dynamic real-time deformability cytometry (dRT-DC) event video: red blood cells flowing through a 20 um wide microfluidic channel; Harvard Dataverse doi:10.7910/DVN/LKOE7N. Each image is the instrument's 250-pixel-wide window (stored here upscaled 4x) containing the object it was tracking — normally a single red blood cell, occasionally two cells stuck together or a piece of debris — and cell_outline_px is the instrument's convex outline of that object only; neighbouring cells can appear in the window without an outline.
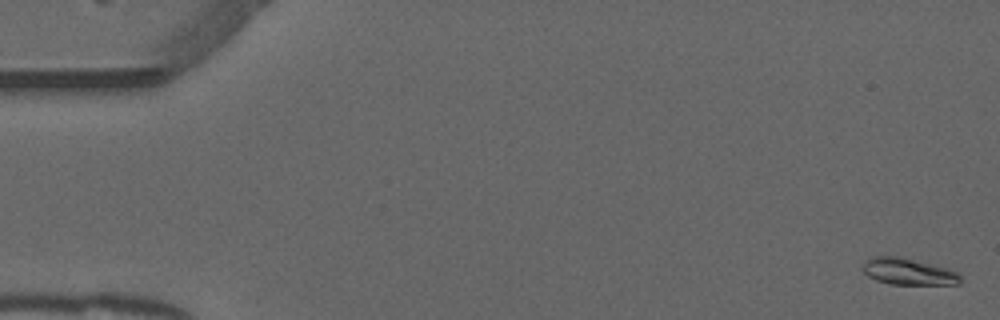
{"species": "common noctule bat (a hibernating species)", "species_latin": "Nyctalus noctula", "temperature_condition": "warm", "stored_images_in_passage": 53, "camera_frame_rate_fps": 3000, "um_per_image_px": 0.085, "animal": {"sex": "male", "forearm_length_mm": 52.5}, "frame": {"image": 1, "passage_image": 1, "time_ms": 0.0, "image_size_px": [1000, 320], "cell_outline_px": [[960, 284], [888, 284], [876, 280], [868, 276], [860, 268], [872, 256], [904, 256], [944, 268], [956, 272], [960, 276]], "centroid_in_image_um": [77.15, 23.08], "position_along_channel_um": 7.8, "area_um2": 15.03}}
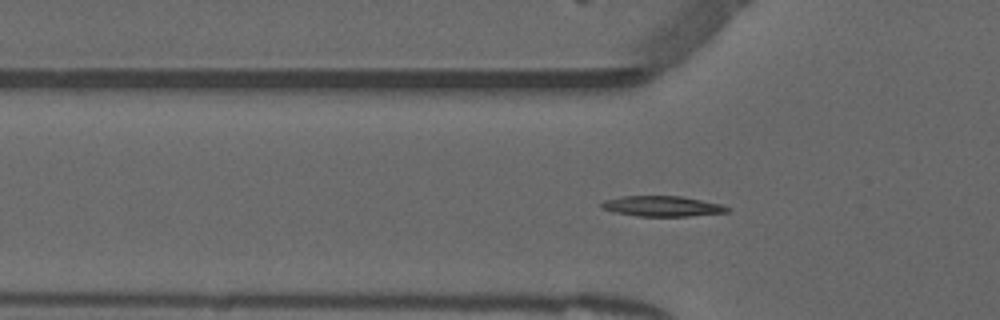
{"frame": {"image": 2, "passage_image": 17, "time_ms": 5.333, "image_size_px": [1000, 320], "cell_outline_px": [[728, 212], [688, 216], [636, 216], [612, 212], [600, 208], [600, 204], [604, 200], [624, 196], [680, 196], [724, 204], [728, 208]], "centroid_in_image_um": [56.25, 17.53], "position_along_channel_um": 69.5, "area_um2": 15.03}}
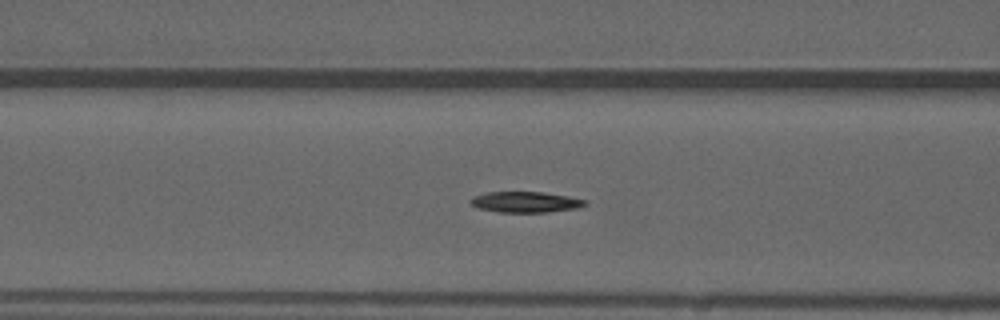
{"frame": {"image": 3, "passage_image": 21, "time_ms": 6.667, "image_size_px": [1000, 320], "cell_outline_px": [[588, 204], [580, 208], [548, 212], [496, 212], [476, 208], [468, 200], [472, 196], [484, 192], [544, 192], [568, 196], [584, 200]], "centroid_in_image_um": [44.63, 17.17], "position_along_channel_um": 122.0, "area_um2": 14.1}, "authors_computed_cell_mechanics": {"area_um2": 14.1032, "velocity_mm_per_s": 3.9044, "shape_relaxation_time_tau1_ms": null, "shape_relaxation_time_tau2_ms": 8.0704, "deformation_change_tau1": null, "deformation_change_tau2": 0.1025}}